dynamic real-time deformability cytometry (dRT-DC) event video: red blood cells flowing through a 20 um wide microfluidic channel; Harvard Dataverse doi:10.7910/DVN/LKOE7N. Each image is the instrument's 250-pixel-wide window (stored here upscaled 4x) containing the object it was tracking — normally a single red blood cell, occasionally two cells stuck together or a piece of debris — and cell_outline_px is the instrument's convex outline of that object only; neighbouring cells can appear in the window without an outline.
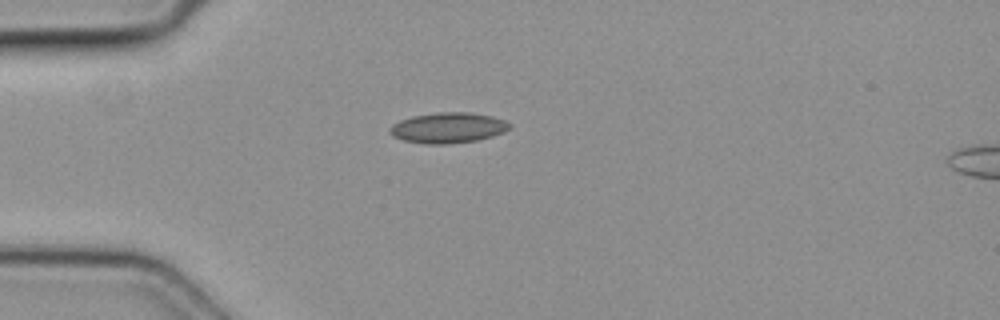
{"species": "common noctule bat (a hibernating species)", "species_latin": "Nyctalus noctula", "temperature_condition": "cold", "stored_images_in_passage": 2, "camera_frame_rate_fps": 3000, "um_per_image_px": 0.085, "animal": {"sex": "female", "body_mass_g": 19.3, "forearm_length_mm": 54.1}, "frame": {"image": 1, "passage_image": 1, "time_ms": 0.0, "image_size_px": [1000, 320], "cell_outline_px": [[512, 124], [504, 132], [492, 136], [476, 140], [448, 144], [424, 144], [404, 140], [392, 136], [388, 132], [388, 128], [392, 124], [400, 120], [412, 116], [436, 112], [468, 112], [492, 116], [504, 120]], "centroid_in_image_um": [38.04, 10.86], "position_along_channel_um": 47.0, "area_um2": 21.39}}